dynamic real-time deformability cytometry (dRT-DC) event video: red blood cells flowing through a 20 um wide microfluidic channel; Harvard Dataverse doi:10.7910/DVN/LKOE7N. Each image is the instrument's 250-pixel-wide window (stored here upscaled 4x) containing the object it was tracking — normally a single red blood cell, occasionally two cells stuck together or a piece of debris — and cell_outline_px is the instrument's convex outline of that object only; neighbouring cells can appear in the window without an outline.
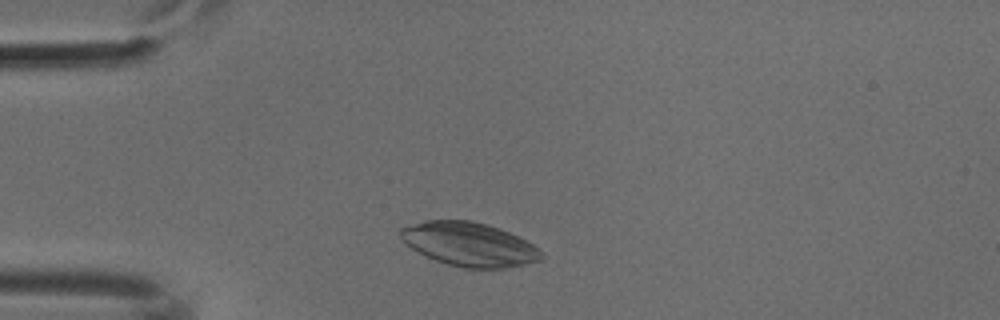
{"species": "common noctule bat (a hibernating species)", "species_latin": "Nyctalus noctula", "temperature_condition": "cold", "stored_images_in_passage": 43, "camera_frame_rate_fps": 3000, "um_per_image_px": 0.085, "animal": {"sex": "male", "body_mass_g": 18.8}, "frame": {"image": 1, "passage_image": 4, "time_ms": 1.0, "image_size_px": [1000, 320], "cell_outline_px": [[544, 260], [508, 268], [464, 268], [448, 264], [436, 260], [412, 248], [400, 236], [400, 228], [424, 220], [472, 220], [488, 224], [500, 228], [540, 248], [544, 252]], "centroid_in_image_um": [39.95, 20.76], "position_along_channel_um": 45.0, "area_um2": 35.95}}
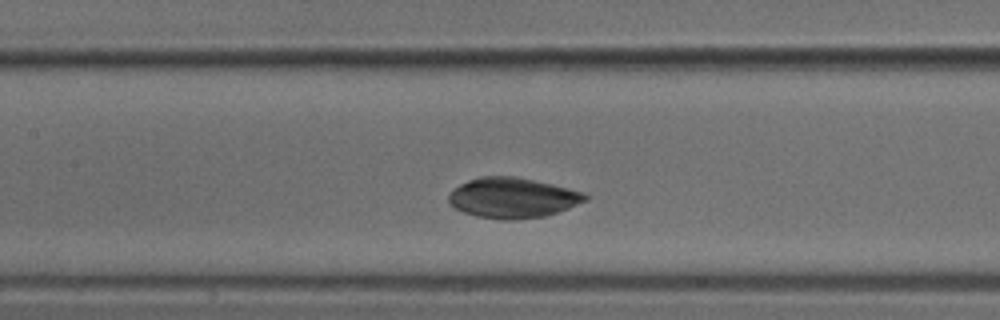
{"frame": {"image": 2, "passage_image": 15, "time_ms": 4.667, "image_size_px": [1000, 320], "cell_outline_px": [[588, 200], [568, 208], [544, 216], [516, 220], [504, 220], [476, 216], [464, 212], [456, 208], [448, 200], [448, 196], [452, 188], [468, 180], [480, 176], [516, 176], [552, 184], [584, 192], [588, 196]], "centroid_in_image_um": [43.56, 16.81], "position_along_channel_um": 163.8, "area_um2": 32.08}}
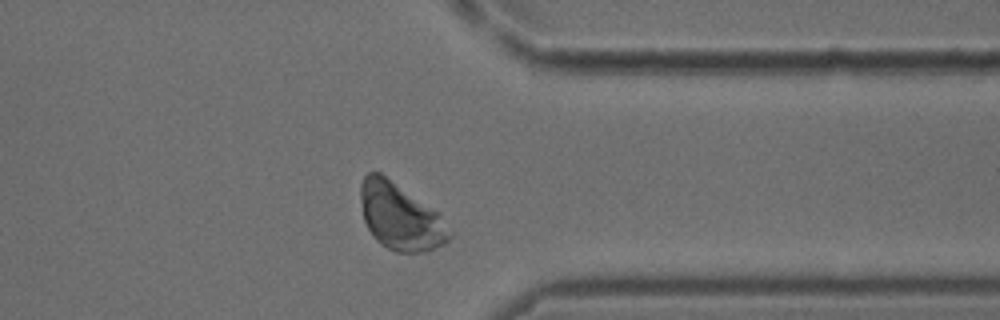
{"frame": {"image": 3, "passage_image": 32, "time_ms": 10.333, "image_size_px": [1000, 320], "cell_outline_px": [[452, 236], [444, 244], [424, 252], [396, 252], [380, 244], [372, 236], [364, 220], [360, 200], [360, 184], [364, 176], [368, 172], [380, 172], [436, 212], [452, 232]], "centroid_in_image_um": [33.98, 18.43], "position_along_channel_um": 377.4, "area_um2": 33.99}}